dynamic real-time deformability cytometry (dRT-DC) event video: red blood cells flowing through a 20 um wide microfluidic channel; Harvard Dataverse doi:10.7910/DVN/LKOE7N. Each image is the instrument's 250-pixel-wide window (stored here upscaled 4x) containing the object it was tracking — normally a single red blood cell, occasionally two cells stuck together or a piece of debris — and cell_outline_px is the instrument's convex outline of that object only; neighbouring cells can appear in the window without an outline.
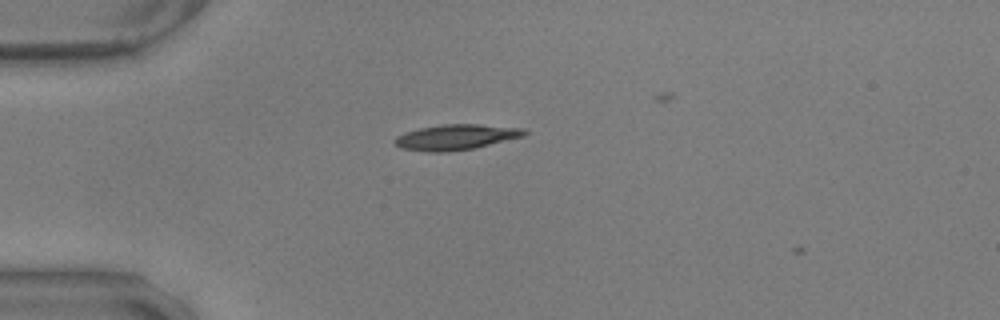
{"species": "common noctule bat (a hibernating species)", "species_latin": "Nyctalus noctula", "temperature_condition": "warm", "stored_images_in_passage": 3, "camera_frame_rate_fps": 3000, "um_per_image_px": 0.085, "animal": {"sex": "male", "body_mass_g": 17.9, "forearm_length_mm": 54.2}, "frame": {"image": 1, "passage_image": 2, "time_ms": 0.333, "image_size_px": [1000, 320], "cell_outline_px": [[528, 132], [524, 136], [476, 148], [448, 152], [428, 152], [400, 148], [392, 140], [396, 136], [404, 132], [420, 128], [444, 124], [476, 124], [524, 128]], "centroid_in_image_um": [38.75, 11.66], "position_along_channel_um": 46.3, "area_um2": 19.36}}